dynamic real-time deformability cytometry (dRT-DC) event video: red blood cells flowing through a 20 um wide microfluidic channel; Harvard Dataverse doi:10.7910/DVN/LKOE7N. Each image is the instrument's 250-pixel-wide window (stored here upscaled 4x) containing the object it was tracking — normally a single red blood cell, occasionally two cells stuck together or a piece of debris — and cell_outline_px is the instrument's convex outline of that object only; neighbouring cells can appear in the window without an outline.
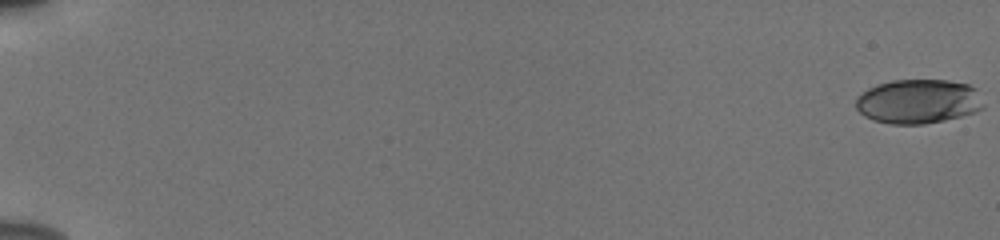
{"species": "human", "species_latin": "Homo sapiens", "temperature_condition": "cold", "stored_images_in_passage": 14, "camera_frame_rate_fps": 3000, "um_per_image_px": 0.085, "donor": {"sex": "male"}, "frame": {"image": 1, "passage_image": 1, "time_ms": 0.0, "image_size_px": [1000, 240], "cell_outline_px": [[984, 108], [976, 112], [944, 120], [924, 124], [888, 124], [872, 120], [864, 116], [856, 108], [856, 96], [860, 92], [876, 84], [892, 80], [948, 80], [968, 84], [976, 88], [984, 104]], "centroid_in_image_um": [78.03, 8.62], "position_along_channel_um": 7.0, "area_um2": 33.35}}